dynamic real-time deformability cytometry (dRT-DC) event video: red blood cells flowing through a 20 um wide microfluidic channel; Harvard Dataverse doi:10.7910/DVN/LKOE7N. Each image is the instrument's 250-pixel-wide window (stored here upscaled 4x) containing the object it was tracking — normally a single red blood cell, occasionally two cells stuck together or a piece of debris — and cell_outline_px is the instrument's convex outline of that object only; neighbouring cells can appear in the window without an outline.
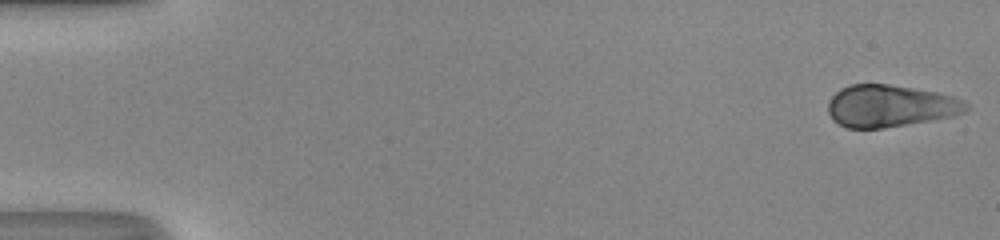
{"species": "human", "species_latin": "Homo sapiens", "temperature_condition": "room temperature", "stored_images_in_passage": 50, "camera_frame_rate_fps": 3000, "um_per_image_px": 0.085, "donor": {"sex": "male"}, "frame": {"image": 1, "passage_image": 1, "time_ms": 0.0, "image_size_px": [1000, 240], "cell_outline_px": [[968, 108], [964, 112], [952, 116], [884, 128], [844, 128], [832, 120], [828, 112], [828, 100], [840, 88], [848, 84], [888, 84], [936, 92], [952, 96], [964, 100], [968, 104]], "centroid_in_image_um": [75.61, 9.0], "position_along_channel_um": 9.4, "area_um2": 33.87}}
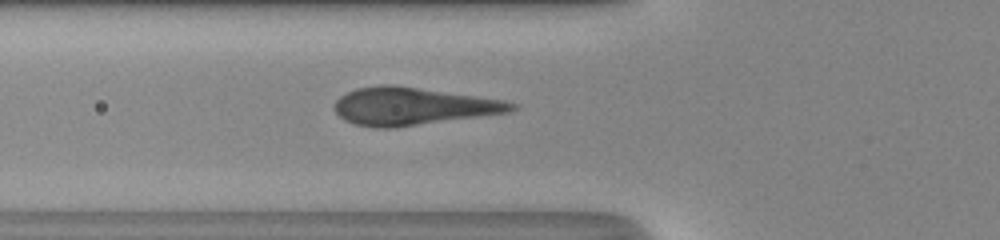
{"frame": {"image": 2, "passage_image": 19, "time_ms": 6.0, "image_size_px": [1000, 240], "cell_outline_px": [[520, 108], [512, 112], [392, 128], [376, 128], [352, 124], [344, 120], [336, 112], [336, 100], [340, 96], [356, 88], [380, 84], [396, 84], [504, 100], [516, 104]], "centroid_in_image_um": [35.1, 9.03], "position_along_channel_um": 90.7, "area_um2": 39.02}}
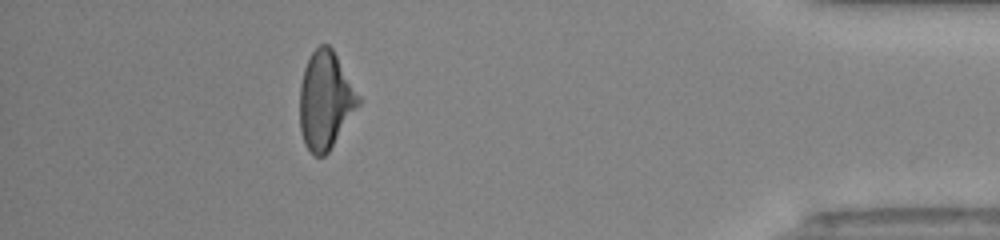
{"frame": {"image": 3, "passage_image": 45, "time_ms": 14.667, "image_size_px": [1000, 240], "cell_outline_px": [[360, 104], [328, 152], [324, 156], [316, 156], [304, 144], [300, 132], [300, 84], [304, 68], [312, 52], [320, 44], [328, 44], [332, 48], [360, 96]], "centroid_in_image_um": [27.65, 8.53], "position_along_channel_um": 407.6, "area_um2": 33.18}}